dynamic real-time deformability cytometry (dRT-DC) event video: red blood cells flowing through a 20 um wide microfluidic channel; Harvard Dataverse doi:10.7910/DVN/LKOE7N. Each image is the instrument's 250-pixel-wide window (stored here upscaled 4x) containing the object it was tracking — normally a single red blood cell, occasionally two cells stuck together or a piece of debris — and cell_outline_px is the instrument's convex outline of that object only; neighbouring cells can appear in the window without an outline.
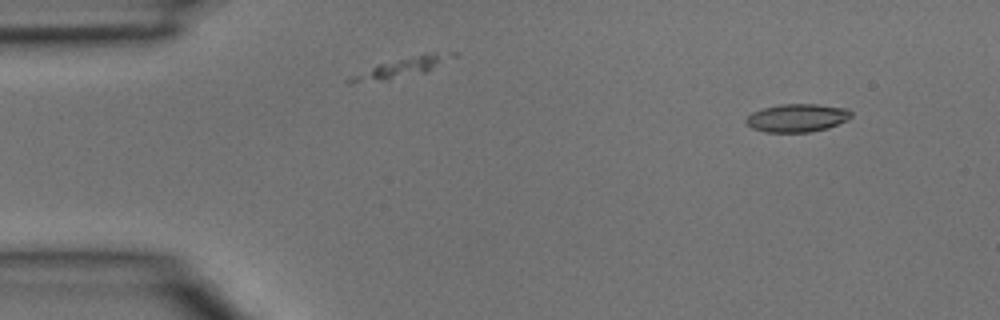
{"species": "common noctule bat (a hibernating species)", "species_latin": "Nyctalus noctula", "temperature_condition": "room temperature", "stored_images_in_passage": 5, "segment_of_instrument_passage": [2, 2], "camera_frame_rate_fps": 3000, "um_per_image_px": 0.085, "animal": {"sex": "male", "body_mass_g": 15.6}, "frame": {"image": 1, "passage_image": 5, "time_ms": 1.333, "image_size_px": [1000, 320], "cell_outline_px": [[852, 116], [848, 120], [828, 128], [808, 132], [764, 132], [752, 128], [744, 120], [752, 112], [764, 108], [780, 104], [816, 104], [848, 108], [852, 112]], "centroid_in_image_um": [67.78, 10.02], "position_along_channel_um": 17.2, "area_um2": 17.28}}